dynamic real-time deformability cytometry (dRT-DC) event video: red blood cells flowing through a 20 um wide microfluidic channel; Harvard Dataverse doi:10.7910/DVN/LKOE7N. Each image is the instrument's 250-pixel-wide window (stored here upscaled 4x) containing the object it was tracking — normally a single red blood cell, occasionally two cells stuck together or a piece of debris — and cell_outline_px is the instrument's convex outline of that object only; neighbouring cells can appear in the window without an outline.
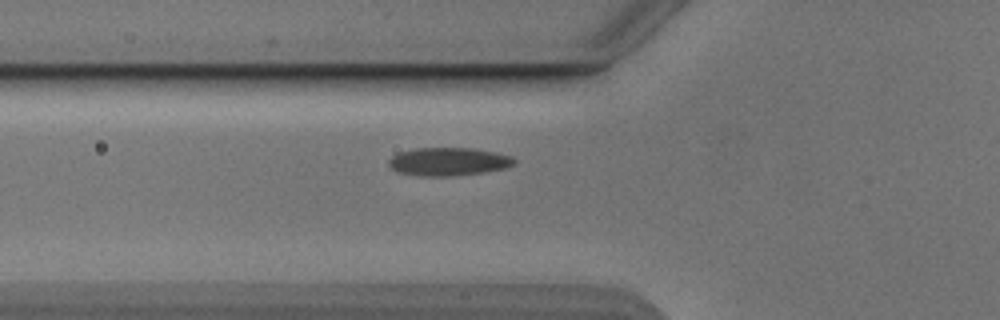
{"species": "Egyptian fruit bat (a non-hibernating species)", "species_latin": "Rousettus aegyptiacus", "temperature_condition": "cold", "stored_images_in_passage": 40, "camera_frame_rate_fps": 3000, "um_per_image_px": 0.085, "animal": {"sex": "male"}, "frame": {"image": 1, "passage_image": 6, "time_ms": 1.667, "image_size_px": [1000, 320], "cell_outline_px": [[516, 164], [504, 168], [484, 172], [452, 176], [416, 176], [396, 172], [388, 164], [388, 160], [392, 156], [400, 152], [416, 148], [472, 148], [496, 152], [512, 156], [516, 160]], "centroid_in_image_um": [38.12, 13.74], "position_along_channel_um": 87.7, "area_um2": 20.75}}
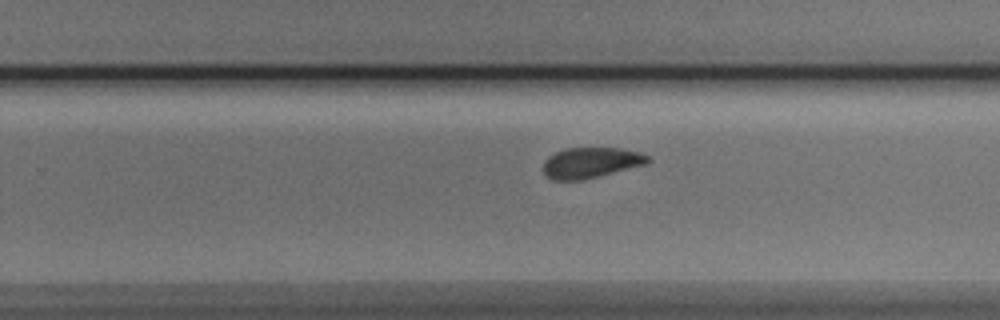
{"frame": {"image": 2, "passage_image": 21, "time_ms": 6.667, "image_size_px": [1000, 320], "cell_outline_px": [[652, 160], [648, 164], [584, 180], [552, 180], [544, 176], [544, 160], [548, 156], [564, 148], [620, 148], [640, 152], [648, 156]], "centroid_in_image_um": [50.23, 13.83], "position_along_channel_um": 279.6, "area_um2": 18.96}}
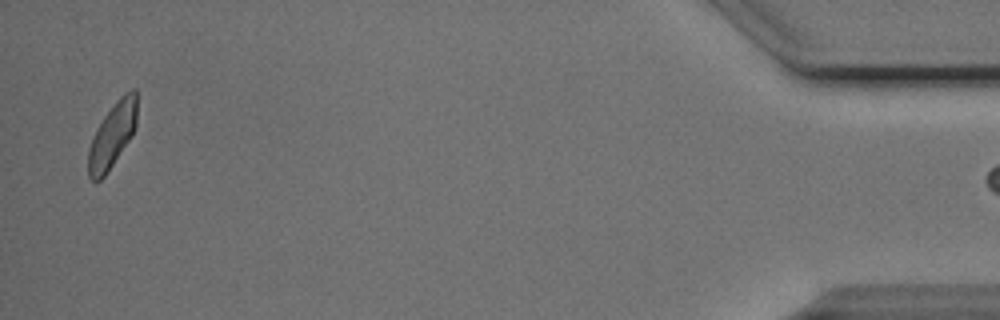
{"frame": {"image": 3, "passage_image": 39, "time_ms": 12.667, "image_size_px": [1000, 320], "cell_outline_px": [[136, 124], [132, 136], [104, 176], [100, 180], [92, 180], [88, 176], [88, 148], [96, 128], [104, 116], [116, 100], [124, 92], [132, 88], [136, 88]], "centroid_in_image_um": [9.54, 11.46], "position_along_channel_um": 425.7, "area_um2": 18.32}}